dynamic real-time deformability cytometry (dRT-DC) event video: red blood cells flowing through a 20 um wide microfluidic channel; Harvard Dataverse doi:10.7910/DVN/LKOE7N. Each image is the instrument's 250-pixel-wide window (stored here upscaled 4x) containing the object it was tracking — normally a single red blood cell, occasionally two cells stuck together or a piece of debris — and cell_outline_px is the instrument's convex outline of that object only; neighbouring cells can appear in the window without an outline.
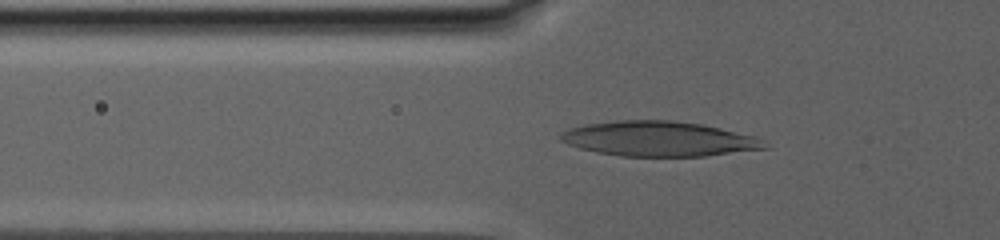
{"species": "human", "species_latin": "Homo sapiens", "temperature_condition": "warm", "stored_images_in_passage": 23, "camera_frame_rate_fps": 3000, "um_per_image_px": 0.085, "donor": {"sex": "male"}, "frame": {"image": 1, "passage_image": 16, "time_ms": 7.333, "image_size_px": [1000, 240], "cell_outline_px": [[768, 148], [704, 156], [620, 156], [596, 152], [580, 148], [568, 144], [560, 140], [560, 136], [564, 132], [572, 128], [584, 124], [620, 120], [668, 120], [704, 124], [756, 136]], "centroid_in_image_um": [56.0, 11.8], "position_along_channel_um": 69.8, "area_um2": 41.33}}
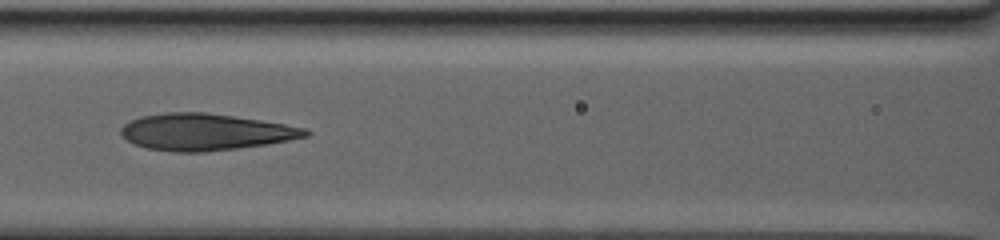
{"frame": {"image": 2, "passage_image": 20, "time_ms": 10.667, "image_size_px": [1000, 240], "cell_outline_px": [[312, 132], [308, 136], [288, 140], [264, 144], [236, 148], [204, 152], [172, 152], [148, 148], [132, 144], [120, 132], [120, 128], [124, 124], [140, 116], [164, 112], [204, 112], [260, 120], [284, 124], [304, 128]], "centroid_in_image_um": [17.41, 11.21], "position_along_channel_um": 149.2, "area_um2": 39.19}}
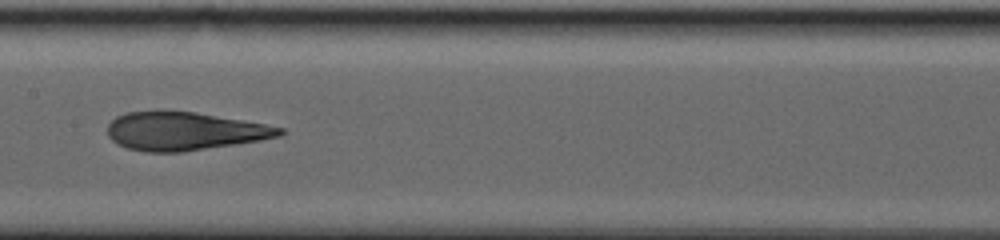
{"frame": {"image": 3, "passage_image": 22, "time_ms": 12.333, "image_size_px": [1000, 240], "cell_outline_px": [[288, 132], [280, 136], [260, 140], [236, 144], [184, 152], [144, 152], [128, 148], [116, 144], [108, 136], [108, 124], [116, 116], [128, 112], [156, 108], [160, 108], [196, 112], [264, 124], [284, 128]], "centroid_in_image_um": [15.63, 11.12], "position_along_channel_um": 191.8, "area_um2": 39.19}}